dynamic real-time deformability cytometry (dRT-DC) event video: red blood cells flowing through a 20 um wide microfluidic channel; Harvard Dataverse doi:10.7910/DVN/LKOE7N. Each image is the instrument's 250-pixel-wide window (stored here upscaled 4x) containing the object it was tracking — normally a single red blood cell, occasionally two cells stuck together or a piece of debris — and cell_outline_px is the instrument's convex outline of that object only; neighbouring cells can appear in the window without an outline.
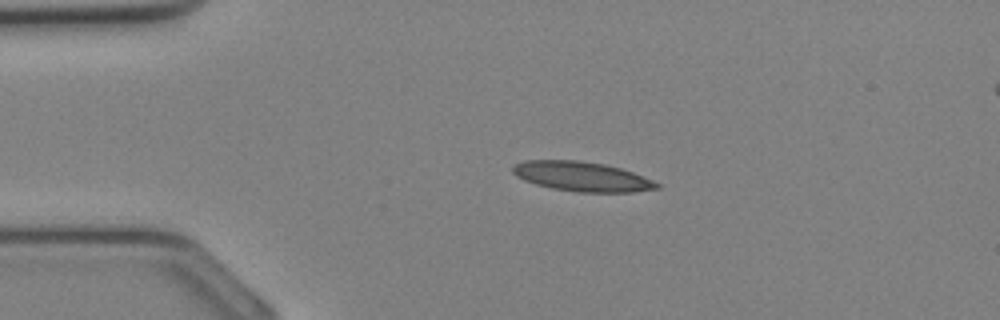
{"species": "Egyptian fruit bat (a non-hibernating species)", "species_latin": "Rousettus aegyptiacus", "temperature_condition": "cold", "stored_images_in_passage": 26, "camera_frame_rate_fps": 3000, "um_per_image_px": 0.085, "animal": {"sex": "female"}, "frame": {"image": 1, "passage_image": 3, "time_ms": 0.667, "image_size_px": [1000, 320], "cell_outline_px": [[660, 188], [632, 192], [576, 192], [552, 188], [536, 184], [524, 180], [516, 176], [512, 172], [512, 164], [524, 160], [580, 160], [604, 164], [620, 168], [632, 172], [652, 180], [660, 184]], "centroid_in_image_um": [49.42, 14.99], "position_along_channel_um": 35.6, "area_um2": 24.91}}
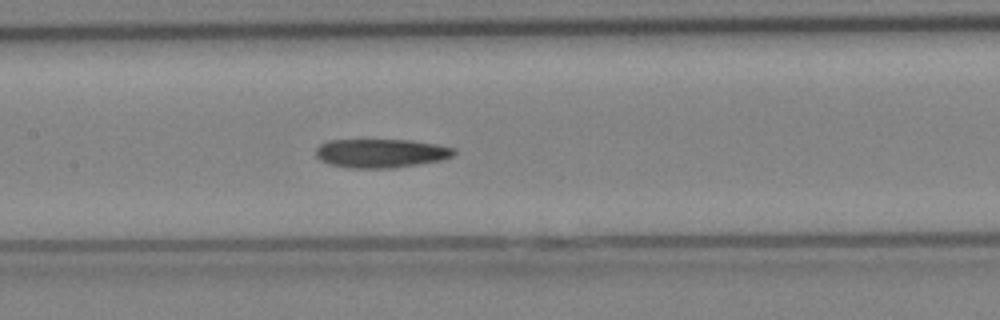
{"frame": {"image": 2, "passage_image": 12, "time_ms": 3.667, "image_size_px": [1000, 320], "cell_outline_px": [[456, 152], [452, 156], [440, 160], [392, 168], [348, 168], [328, 164], [320, 160], [316, 156], [316, 148], [320, 144], [328, 140], [412, 140], [436, 144], [456, 148]], "centroid_in_image_um": [32.35, 13.02], "position_along_channel_um": 175.0, "area_um2": 23.24}}
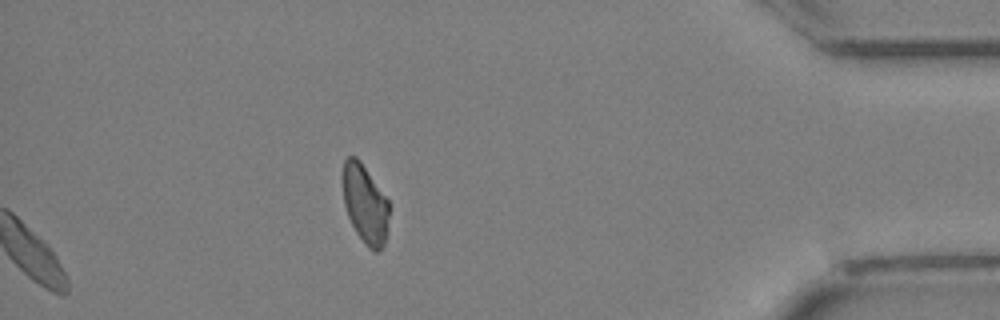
{"frame": {"image": 3, "passage_image": 26, "time_ms": 8.333, "image_size_px": [1000, 320], "cell_outline_px": [[388, 216], [384, 244], [376, 252], [372, 252], [368, 248], [356, 232], [348, 216], [344, 204], [340, 180], [340, 176], [344, 160], [348, 156], [356, 156], [360, 160], [388, 200]], "centroid_in_image_um": [30.97, 17.28], "position_along_channel_um": 404.2, "area_um2": 21.44}}